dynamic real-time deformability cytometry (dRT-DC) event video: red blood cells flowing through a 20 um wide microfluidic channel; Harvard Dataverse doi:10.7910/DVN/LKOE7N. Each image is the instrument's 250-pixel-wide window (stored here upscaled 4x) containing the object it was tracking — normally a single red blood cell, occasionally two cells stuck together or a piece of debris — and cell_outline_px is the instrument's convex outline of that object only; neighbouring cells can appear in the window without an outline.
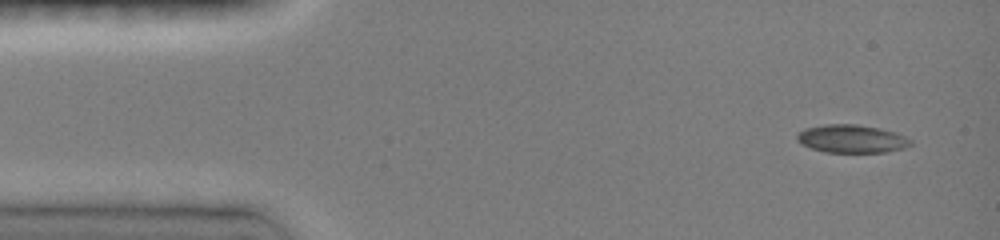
{"species": "common noctule bat (a hibernating species)", "species_latin": "Nyctalus noctula", "temperature_condition": "room temperature", "stored_images_in_passage": 5, "camera_frame_rate_fps": 3000, "um_per_image_px": 0.085, "animal": {"sex": "female", "body_mass_g": 19.0, "forearm_length_mm": 51.5}, "frame": {"image": 1, "passage_image": 1, "time_ms": 0.0, "image_size_px": [1000, 240], "cell_outline_px": [[912, 144], [904, 148], [888, 152], [824, 152], [800, 144], [796, 140], [796, 136], [804, 128], [824, 124], [856, 124], [880, 128], [896, 132], [912, 140]], "centroid_in_image_um": [72.39, 11.79], "position_along_channel_um": 12.6, "area_um2": 18.73}}
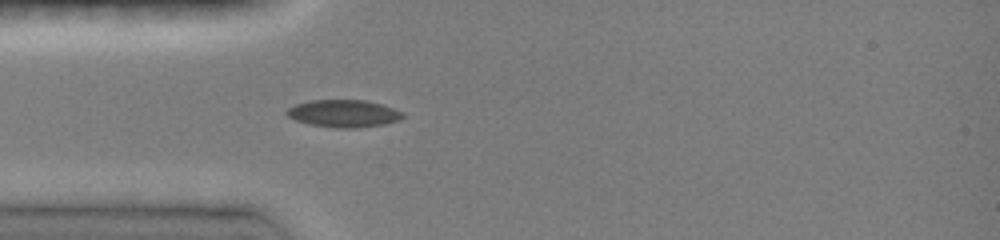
{"frame": {"image": 2, "passage_image": 5, "time_ms": 3.333, "image_size_px": [1000, 240], "cell_outline_px": [[404, 116], [400, 120], [384, 124], [356, 128], [336, 128], [308, 124], [296, 120], [288, 116], [284, 112], [288, 108], [296, 104], [308, 100], [364, 100], [380, 104], [404, 112]], "centroid_in_image_um": [29.19, 9.65], "position_along_channel_um": 55.8, "area_um2": 18.55}}